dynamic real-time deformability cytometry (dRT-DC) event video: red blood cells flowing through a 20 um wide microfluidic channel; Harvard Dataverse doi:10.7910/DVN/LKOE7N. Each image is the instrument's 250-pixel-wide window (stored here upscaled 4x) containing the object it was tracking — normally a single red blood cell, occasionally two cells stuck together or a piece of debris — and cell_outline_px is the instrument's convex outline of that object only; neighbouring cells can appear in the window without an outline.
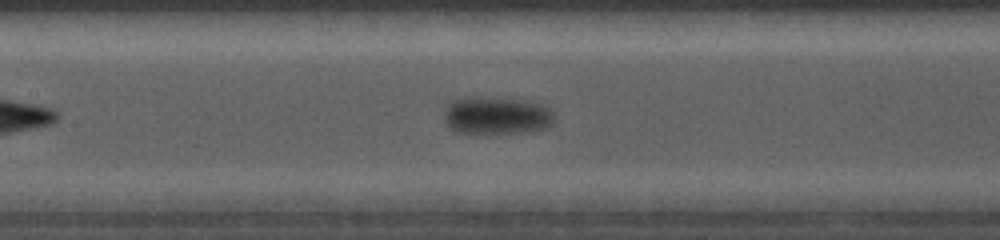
{"species": "common noctule bat (a hibernating species)", "species_latin": "Nyctalus noctula", "temperature_condition": "cold", "stored_images_in_passage": 28, "camera_frame_rate_fps": 5000, "um_per_image_px": 0.085, "animal": {"sex": "female", "body_mass_g": 19.0, "forearm_length_mm": 56.7}, "frame": {"image": 1, "passage_image": 7, "time_ms": 2.8, "image_size_px": [1000, 240], "cell_outline_px": [[552, 124], [544, 128], [528, 132], [460, 132], [452, 128], [444, 120], [444, 112], [448, 100], [464, 96], [480, 96], [524, 100], [540, 104], [548, 108], [552, 112]], "centroid_in_image_um": [42.15, 9.77], "position_along_channel_um": 165.3, "area_um2": 24.1}}
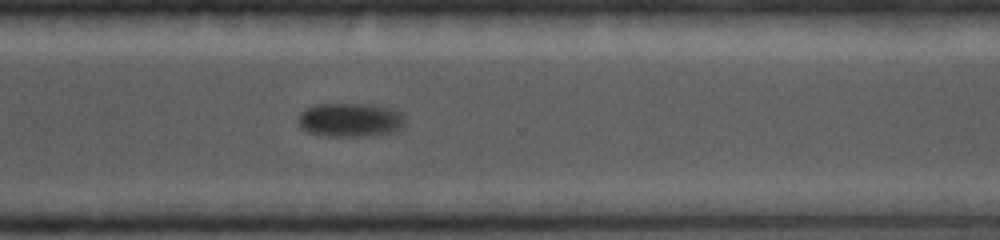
{"frame": {"image": 2, "passage_image": 16, "time_ms": 6.8, "image_size_px": [1000, 240], "cell_outline_px": [[404, 120], [400, 128], [392, 132], [364, 136], [328, 136], [308, 132], [300, 128], [300, 112], [316, 104], [372, 104], [388, 108], [400, 112], [404, 116]], "centroid_in_image_um": [29.76, 10.19], "position_along_channel_um": 340.8, "area_um2": 20.81}}
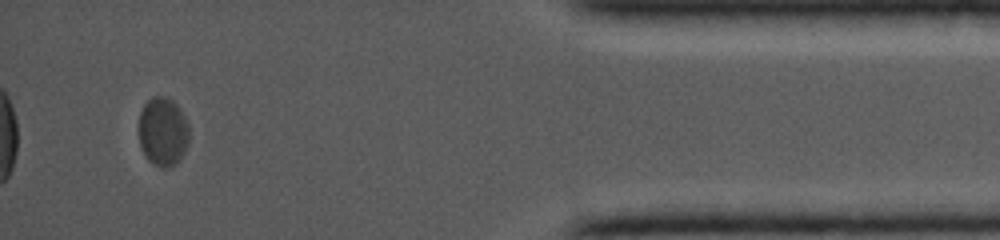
{"frame": {"image": 3, "passage_image": 25, "time_ms": 9.6, "image_size_px": [1000, 240], "cell_outline_px": [[188, 144], [184, 152], [172, 164], [160, 168], [152, 164], [144, 156], [140, 144], [140, 112], [144, 104], [152, 96], [164, 96], [172, 100], [176, 104], [184, 116], [188, 124]], "centroid_in_image_um": [13.83, 11.17], "position_along_channel_um": 421.4, "area_um2": 19.88}}